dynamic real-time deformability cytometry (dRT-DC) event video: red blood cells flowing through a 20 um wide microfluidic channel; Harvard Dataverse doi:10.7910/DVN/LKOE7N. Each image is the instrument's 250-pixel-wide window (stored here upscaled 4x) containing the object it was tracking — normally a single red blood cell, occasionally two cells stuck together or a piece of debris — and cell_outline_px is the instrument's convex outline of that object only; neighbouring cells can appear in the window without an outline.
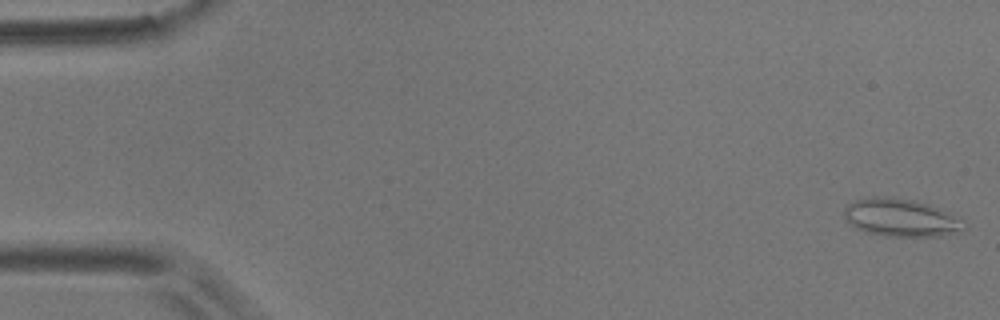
{"species": "common noctule bat (a hibernating species)", "species_latin": "Nyctalus noctula", "temperature_condition": "room temperature", "stored_images_in_passage": 5, "camera_frame_rate_fps": 3000, "um_per_image_px": 0.085, "animal": {"sex": "male", "body_mass_g": 17.9}, "frame": {"image": 1, "passage_image": 1, "time_ms": 0.0, "image_size_px": [1000, 320], "cell_outline_px": [[968, 224], [960, 232], [940, 236], [888, 236], [864, 232], [856, 228], [844, 216], [844, 208], [848, 204], [856, 200], [872, 196], [892, 196], [916, 200], [928, 204], [948, 212]], "centroid_in_image_um": [76.59, 18.49], "position_along_channel_um": 8.4, "area_um2": 26.53}}